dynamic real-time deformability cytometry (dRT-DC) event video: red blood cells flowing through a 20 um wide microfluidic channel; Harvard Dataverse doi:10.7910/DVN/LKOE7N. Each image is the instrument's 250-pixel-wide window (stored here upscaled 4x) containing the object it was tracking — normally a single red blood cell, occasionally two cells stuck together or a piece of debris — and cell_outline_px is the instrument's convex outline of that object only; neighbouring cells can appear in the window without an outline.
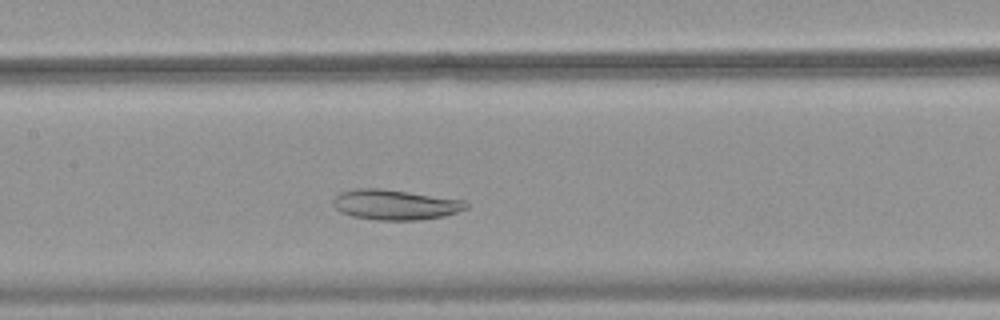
{"species": "common noctule bat (a hibernating species)", "species_latin": "Nyctalus noctula", "temperature_condition": "warm", "stored_images_in_passage": 35, "camera_frame_rate_fps": 3000, "um_per_image_px": 0.085, "animal": {"sex": "female", "body_mass_g": 18.4}, "frame": {"image": 1, "passage_image": 17, "time_ms": 5.333, "image_size_px": [1000, 320], "cell_outline_px": [[468, 208], [444, 216], [420, 220], [376, 220], [352, 216], [340, 212], [332, 204], [332, 200], [340, 192], [356, 188], [380, 188], [464, 200], [468, 204]], "centroid_in_image_um": [33.56, 17.4], "position_along_channel_um": 173.8, "area_um2": 23.41}}
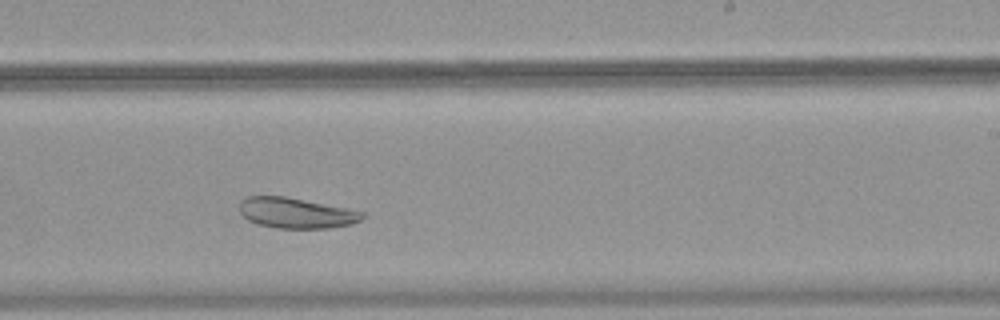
{"frame": {"image": 2, "passage_image": 24, "time_ms": 7.667, "image_size_px": [1000, 320], "cell_outline_px": [[368, 216], [352, 224], [332, 228], [280, 228], [256, 224], [248, 220], [240, 212], [240, 200], [248, 196], [284, 196], [348, 208], [364, 212]], "centroid_in_image_um": [25.21, 18.1], "position_along_channel_um": 263.8, "area_um2": 21.96}}
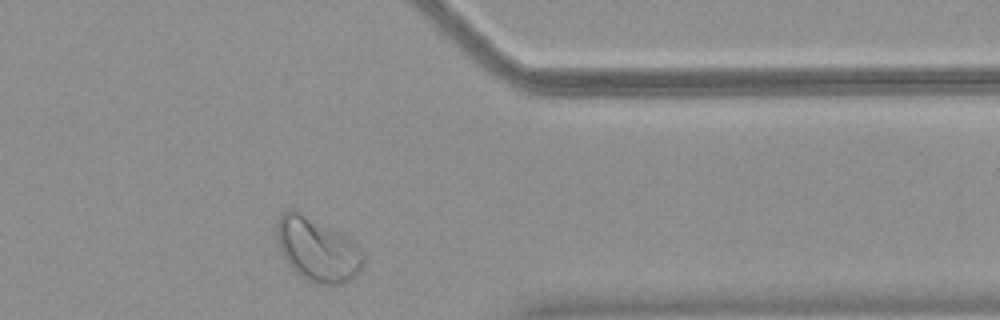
{"frame": {"image": 3, "passage_image": 34, "time_ms": 11.0, "image_size_px": [1000, 320], "cell_outline_px": [[364, 264], [356, 276], [352, 280], [340, 284], [316, 284], [300, 276], [288, 264], [280, 248], [276, 236], [276, 224], [280, 216], [288, 208], [296, 208], [352, 240], [364, 252]], "centroid_in_image_um": [26.98, 21.2], "position_along_channel_um": 384.4, "area_um2": 32.31}}